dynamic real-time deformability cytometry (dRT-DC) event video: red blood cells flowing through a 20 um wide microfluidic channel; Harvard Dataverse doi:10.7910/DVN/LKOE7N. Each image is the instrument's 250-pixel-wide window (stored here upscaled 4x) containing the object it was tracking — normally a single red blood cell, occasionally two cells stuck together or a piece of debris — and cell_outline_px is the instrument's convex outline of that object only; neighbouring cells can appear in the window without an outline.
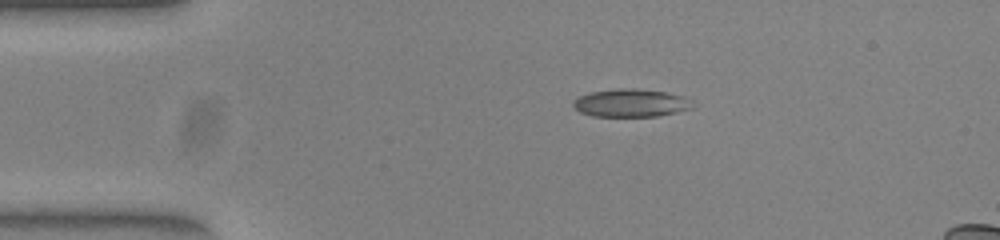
{"species": "common noctule bat (a hibernating species)", "species_latin": "Nyctalus noctula", "temperature_condition": "warm", "stored_images_in_passage": 44, "camera_frame_rate_fps": 3000, "um_per_image_px": 0.085, "animal": {"sex": "female", "body_mass_g": 23.0, "forearm_length_mm": 53.4}, "frame": {"image": 1, "passage_image": 1, "time_ms": 0.0, "image_size_px": [1000, 240], "cell_outline_px": [[692, 108], [660, 116], [592, 116], [580, 112], [572, 104], [572, 100], [580, 96], [592, 92], [620, 88], [632, 88], [664, 92], [684, 96]], "centroid_in_image_um": [53.56, 8.76], "position_along_channel_um": 31.4, "area_um2": 19.07}}
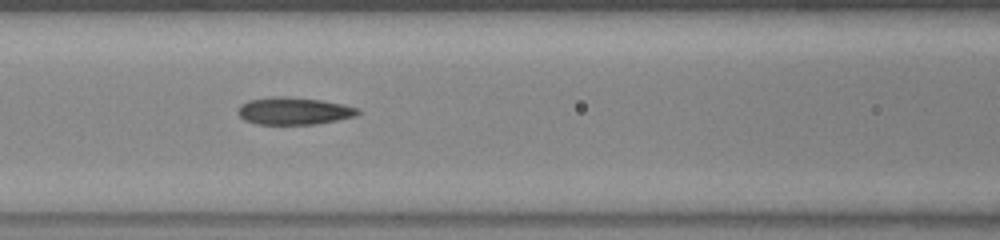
{"frame": {"image": 2, "passage_image": 13, "time_ms": 4.0, "image_size_px": [1000, 240], "cell_outline_px": [[360, 112], [356, 116], [316, 124], [256, 124], [244, 120], [236, 112], [240, 104], [248, 100], [276, 96], [288, 96], [320, 100], [344, 104], [360, 108]], "centroid_in_image_um": [24.97, 9.42], "position_along_channel_um": 141.6, "area_um2": 19.25}}
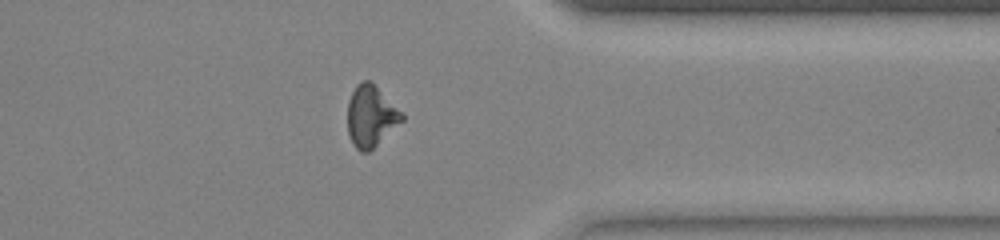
{"frame": {"image": 3, "passage_image": 32, "time_ms": 10.333, "image_size_px": [1000, 240], "cell_outline_px": [[404, 120], [368, 152], [360, 152], [352, 144], [348, 132], [348, 100], [356, 84], [360, 80], [372, 80], [404, 112]], "centroid_in_image_um": [31.55, 9.82], "position_along_channel_um": 379.9, "area_um2": 19.88}, "authors_computed_cell_mechanics": {"area_um2": 19.1896, "velocity_mm_per_s": 3.9246, "shape_relaxation_time_tau1_ms": null, "shape_relaxation_time_tau2_ms": 2.7463, "deformation_change_tau1": null, "deformation_change_tau2": 0.1019}}